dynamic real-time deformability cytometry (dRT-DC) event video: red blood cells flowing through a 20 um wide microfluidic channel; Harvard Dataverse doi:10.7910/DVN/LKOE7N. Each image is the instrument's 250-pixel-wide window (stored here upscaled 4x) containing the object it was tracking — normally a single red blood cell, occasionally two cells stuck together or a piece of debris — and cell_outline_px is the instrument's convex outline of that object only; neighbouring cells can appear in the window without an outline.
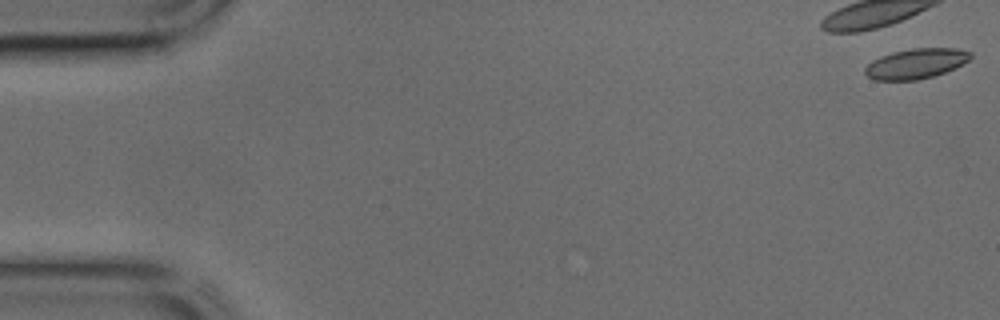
{"species": "common noctule bat (a hibernating species)", "species_latin": "Nyctalus noctula", "temperature_condition": "cold", "stored_images_in_passage": 44, "camera_frame_rate_fps": 3000, "um_per_image_px": 0.085, "animal": {"sex": "male", "body_mass_g": 17.9, "forearm_length_mm": 54.2}, "frame": {"image": 1, "passage_image": 1, "time_ms": 0.0, "image_size_px": [1000, 320], "cell_outline_px": [[972, 56], [964, 64], [956, 68], [932, 76], [916, 80], [872, 80], [864, 72], [864, 68], [872, 60], [880, 56], [892, 52], [912, 48], [956, 48], [972, 52]], "centroid_in_image_um": [77.85, 5.4], "position_along_channel_um": 7.1, "area_um2": 18.61}}